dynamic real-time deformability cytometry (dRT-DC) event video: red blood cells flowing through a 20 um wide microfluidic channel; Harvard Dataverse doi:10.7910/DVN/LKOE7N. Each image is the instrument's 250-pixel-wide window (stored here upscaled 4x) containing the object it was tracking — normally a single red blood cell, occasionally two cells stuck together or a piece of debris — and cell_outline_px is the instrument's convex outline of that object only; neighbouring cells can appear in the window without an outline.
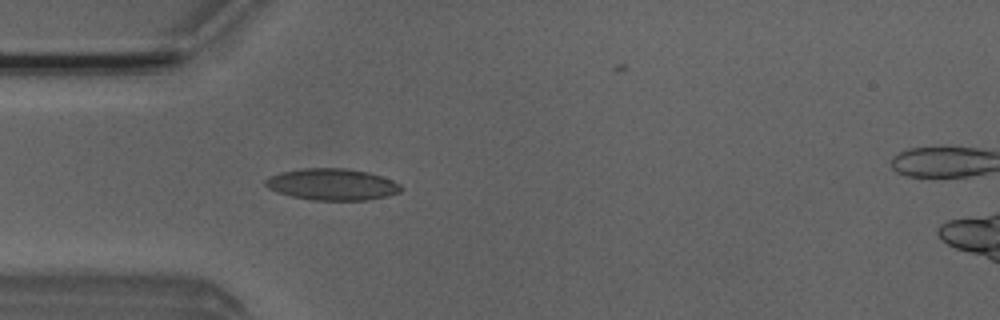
{"species": "Egyptian fruit bat (a non-hibernating species)", "species_latin": "Rousettus aegyptiacus", "temperature_condition": "room temperature", "stored_images_in_passage": 3, "camera_frame_rate_fps": 3000, "um_per_image_px": 0.085, "animal": {"sex": "male"}, "frame": {"image": 1, "passage_image": 3, "time_ms": 3.333, "image_size_px": [1000, 320], "cell_outline_px": [[404, 188], [400, 192], [388, 196], [368, 200], [312, 200], [292, 196], [276, 192], [268, 188], [264, 184], [264, 180], [268, 176], [280, 172], [300, 168], [344, 168], [368, 172], [392, 180], [400, 184]], "centroid_in_image_um": [28.21, 15.67], "position_along_channel_um": 56.8, "area_um2": 25.14}}